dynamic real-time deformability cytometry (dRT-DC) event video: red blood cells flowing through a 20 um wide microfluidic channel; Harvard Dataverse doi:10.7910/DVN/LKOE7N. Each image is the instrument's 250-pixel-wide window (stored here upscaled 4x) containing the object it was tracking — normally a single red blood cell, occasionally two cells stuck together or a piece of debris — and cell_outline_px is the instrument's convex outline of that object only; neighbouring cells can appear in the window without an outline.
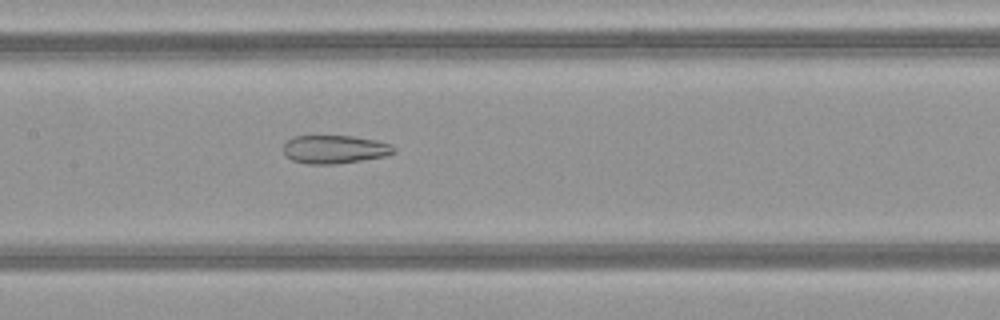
{"species": "common noctule bat (a hibernating species)", "species_latin": "Nyctalus noctula", "temperature_condition": "warm", "stored_images_in_passage": 49, "camera_frame_rate_fps": 3000, "um_per_image_px": 0.085, "animal": {"sex": "female", "body_mass_g": 21.9}, "frame": {"image": 1, "passage_image": 24, "time_ms": 7.667, "image_size_px": [1000, 320], "cell_outline_px": [[396, 152], [388, 156], [336, 164], [308, 164], [292, 160], [284, 156], [284, 144], [292, 136], [352, 136], [376, 140], [392, 144], [396, 148]], "centroid_in_image_um": [28.47, 12.7], "position_along_channel_um": 178.9, "area_um2": 18.44}}
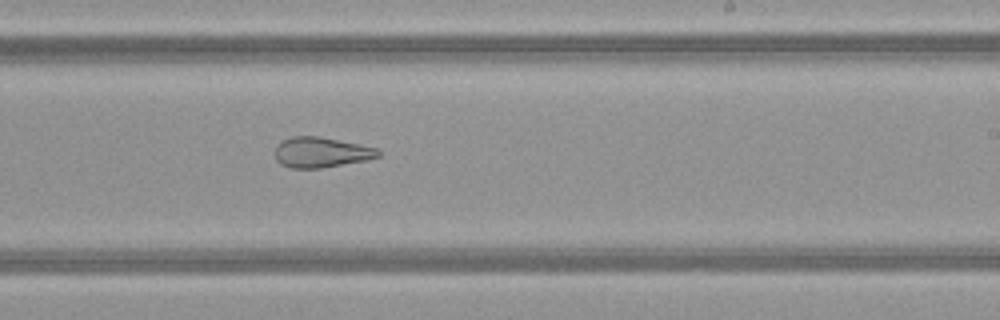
{"frame": {"image": 2, "passage_image": 30, "time_ms": 9.667, "image_size_px": [1000, 320], "cell_outline_px": [[380, 156], [368, 160], [320, 168], [292, 168], [280, 164], [276, 160], [276, 144], [280, 140], [292, 136], [316, 136], [360, 144], [376, 148], [380, 152]], "centroid_in_image_um": [27.27, 12.94], "position_along_channel_um": 261.7, "area_um2": 18.26}}
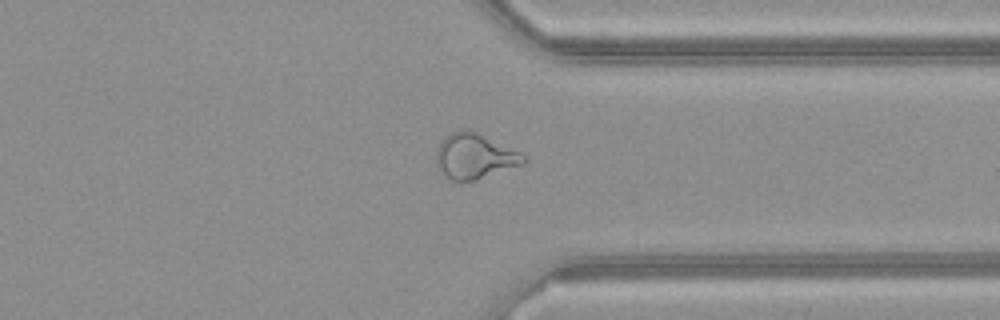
{"frame": {"image": 3, "passage_image": 38, "time_ms": 12.333, "image_size_px": [1000, 320], "cell_outline_px": [[528, 160], [524, 164], [460, 184], [448, 180], [444, 176], [436, 164], [436, 152], [444, 136], [452, 132], [476, 132], [520, 152]], "centroid_in_image_um": [40.31, 13.34], "position_along_channel_um": 371.1, "area_um2": 22.77}, "authors_computed_cell_mechanics": {"area_um2": 25.0852, "velocity_mm_per_s": 4.1518, "shape_relaxation_time_tau1_ms": null, "shape_relaxation_time_tau2_ms": 2.0888, "deformation_change_tau1": null, "deformation_change_tau2": 0.1143}}